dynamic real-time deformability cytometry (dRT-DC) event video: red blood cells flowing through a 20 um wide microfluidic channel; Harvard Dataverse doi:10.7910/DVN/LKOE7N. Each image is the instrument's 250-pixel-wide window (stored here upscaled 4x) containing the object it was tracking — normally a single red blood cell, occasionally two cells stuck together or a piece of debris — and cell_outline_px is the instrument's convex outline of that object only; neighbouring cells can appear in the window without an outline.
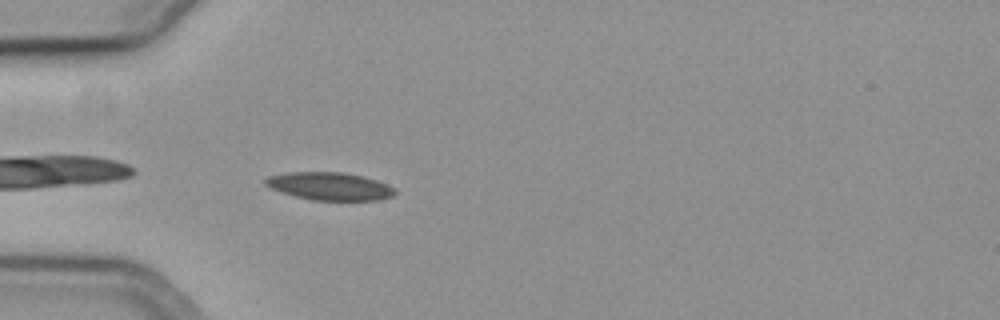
{"species": "common noctule bat (a hibernating species)", "species_latin": "Nyctalus noctula", "temperature_condition": "cold", "stored_images_in_passage": 41, "camera_frame_rate_fps": 3000, "um_per_image_px": 0.085, "animal": {"sex": "female", "body_mass_g": 19.3, "forearm_length_mm": 54.1}, "frame": {"image": 1, "passage_image": 2, "time_ms": 0.333, "image_size_px": [1000, 320], "cell_outline_px": [[396, 192], [392, 196], [376, 200], [312, 200], [280, 192], [264, 184], [264, 180], [268, 176], [288, 172], [340, 172], [364, 176], [376, 180], [396, 188]], "centroid_in_image_um": [28.02, 15.82], "position_along_channel_um": 57.0, "area_um2": 20.92}}
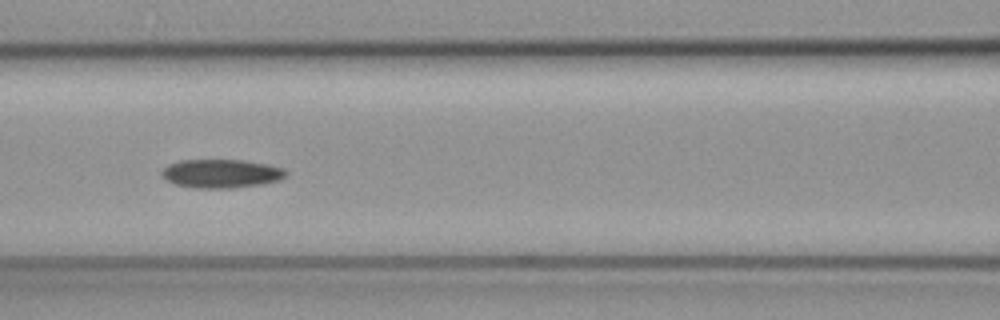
{"frame": {"image": 2, "passage_image": 10, "time_ms": 3.0, "image_size_px": [1000, 320], "cell_outline_px": [[288, 172], [280, 180], [260, 184], [232, 188], [196, 188], [176, 184], [168, 180], [160, 172], [168, 164], [180, 160], [244, 160], [284, 168]], "centroid_in_image_um": [18.81, 14.75], "position_along_channel_um": 147.8, "area_um2": 20.52}}
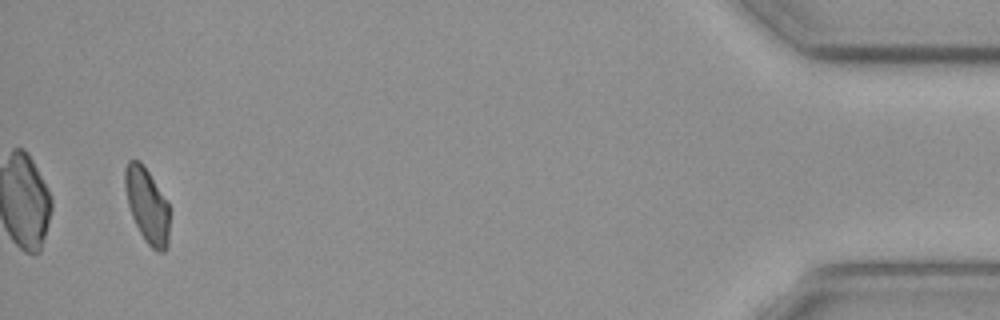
{"frame": {"image": 3, "passage_image": 39, "time_ms": 12.667, "image_size_px": [1000, 320], "cell_outline_px": [[168, 244], [164, 252], [160, 252], [152, 248], [144, 240], [132, 216], [128, 204], [124, 188], [124, 168], [128, 160], [140, 160], [148, 172], [168, 204]], "centroid_in_image_um": [12.47, 17.45], "position_along_channel_um": 422.7, "area_um2": 19.13}, "authors_computed_cell_mechanics": {"area_um2": 20.4612, "velocity_mm_per_s": 3.7008, "shape_relaxation_time_tau1_ms": 6.6353, "shape_relaxation_time_tau2_ms": null, "deformation_change_tau1": 0.1114, "deformation_change_tau2": null}}